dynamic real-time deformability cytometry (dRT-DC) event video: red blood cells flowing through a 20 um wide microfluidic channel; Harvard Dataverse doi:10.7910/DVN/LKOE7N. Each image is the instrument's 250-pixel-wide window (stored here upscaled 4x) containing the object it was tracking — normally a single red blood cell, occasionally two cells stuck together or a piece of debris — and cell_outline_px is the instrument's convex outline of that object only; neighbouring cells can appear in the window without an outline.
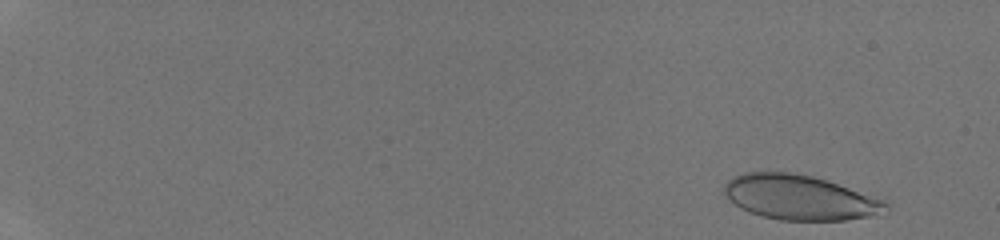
{"species": "human", "species_latin": "Homo sapiens", "temperature_condition": "room temperature", "stored_images_in_passage": 45, "camera_frame_rate_fps": 3000, "um_per_image_px": 0.085, "donor": {"sex": "male"}, "frame": {"image": 1, "passage_image": 2, "time_ms": 0.333, "image_size_px": [1000, 240], "cell_outline_px": [[888, 212], [868, 216], [844, 220], [780, 220], [760, 216], [748, 212], [740, 208], [724, 192], [724, 184], [732, 176], [744, 172], [788, 172], [812, 176], [828, 180], [884, 200], [888, 204]], "centroid_in_image_um": [67.97, 16.78], "position_along_channel_um": 17.0, "area_um2": 42.14}}
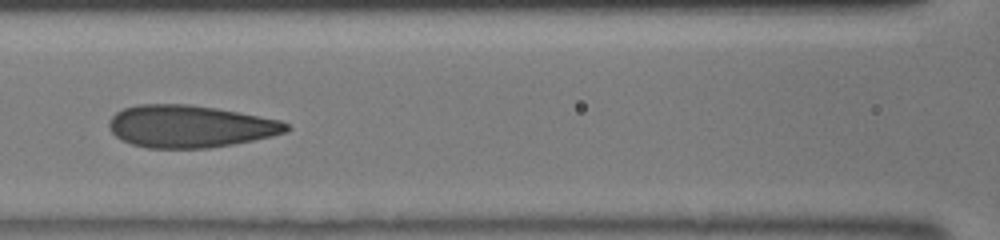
{"frame": {"image": 2, "passage_image": 23, "time_ms": 7.333, "image_size_px": [1000, 240], "cell_outline_px": [[292, 128], [288, 132], [272, 136], [232, 144], [208, 148], [148, 148], [132, 144], [120, 140], [108, 128], [108, 120], [116, 112], [124, 108], [136, 104], [188, 104], [216, 108], [280, 120], [288, 124]], "centroid_in_image_um": [16.12, 10.74], "position_along_channel_um": 150.5, "area_um2": 43.81}}
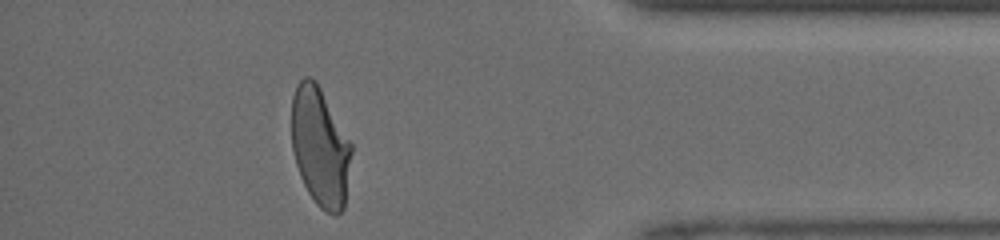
{"frame": {"image": 3, "passage_image": 41, "time_ms": 13.333, "image_size_px": [1000, 240], "cell_outline_px": [[352, 152], [344, 208], [336, 216], [320, 208], [316, 204], [308, 192], [300, 176], [296, 164], [292, 148], [292, 96], [300, 80], [304, 76], [308, 76], [316, 80], [352, 144]], "centroid_in_image_um": [27.21, 12.49], "position_along_channel_um": 408.0, "area_um2": 41.44}}